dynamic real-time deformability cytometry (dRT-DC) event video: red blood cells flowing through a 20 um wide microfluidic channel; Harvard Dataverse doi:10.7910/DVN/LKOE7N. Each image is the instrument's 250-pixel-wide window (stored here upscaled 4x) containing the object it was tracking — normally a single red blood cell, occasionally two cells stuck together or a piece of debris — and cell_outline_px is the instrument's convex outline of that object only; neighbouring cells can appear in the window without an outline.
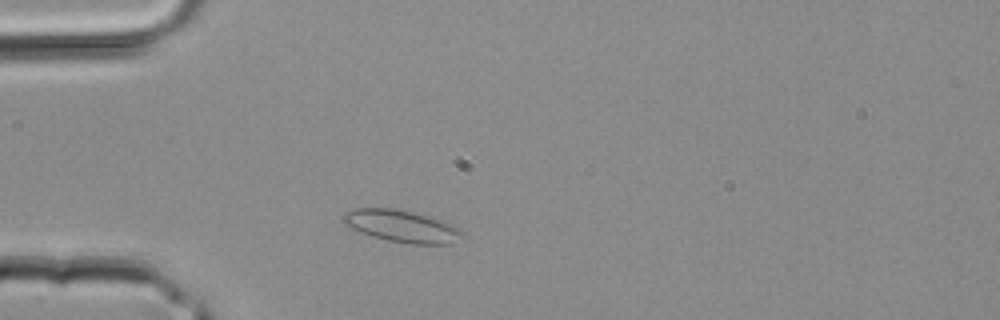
{"species": "common noctule bat (a hibernating species)", "species_latin": "Nyctalus noctula", "temperature_condition": "room temperature", "stored_images_in_passage": 1, "camera_frame_rate_fps": 3000, "um_per_image_px": 0.085, "animal": {"sex": "male", "body_mass_g": 20.4}, "frame": {"image": 1, "passage_image": 1, "time_ms": 0.0, "image_size_px": [1000, 320], "cell_outline_px": [[468, 236], [452, 244], [412, 244], [388, 240], [372, 236], [360, 232], [344, 224], [340, 220], [340, 216], [344, 212], [352, 208], [392, 208], [412, 212], [444, 220], [468, 232]], "centroid_in_image_um": [34.21, 19.23], "position_along_channel_um": 50.8, "area_um2": 22.89}}